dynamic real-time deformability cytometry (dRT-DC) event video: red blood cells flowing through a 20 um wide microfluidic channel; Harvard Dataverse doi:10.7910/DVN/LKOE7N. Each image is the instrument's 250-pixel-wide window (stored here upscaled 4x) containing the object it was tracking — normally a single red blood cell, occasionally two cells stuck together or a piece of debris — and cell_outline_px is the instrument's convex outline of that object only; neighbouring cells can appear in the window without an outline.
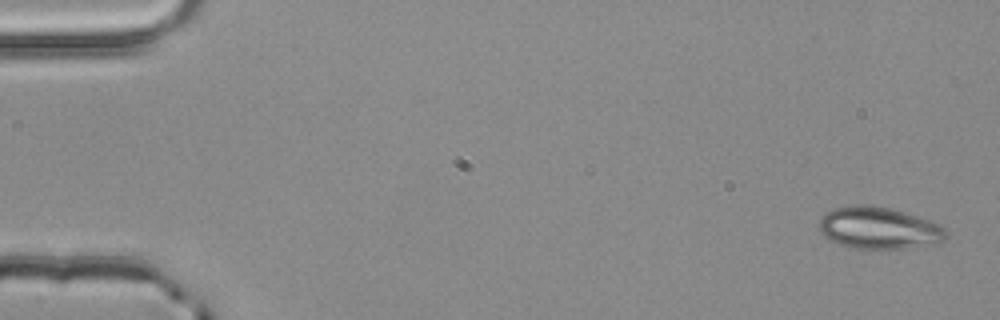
{"species": "common noctule bat (a hibernating species)", "species_latin": "Nyctalus noctula", "temperature_condition": "room temperature", "stored_images_in_passage": 5, "camera_frame_rate_fps": 3000, "um_per_image_px": 0.085, "animal": {"sex": "male", "body_mass_g": 20.4}, "frame": {"image": 1, "passage_image": 1, "time_ms": 0.0, "image_size_px": [1000, 320], "cell_outline_px": [[948, 232], [944, 240], [936, 244], [904, 248], [868, 252], [848, 248], [828, 240], [820, 232], [820, 216], [832, 208], [888, 208], [904, 212], [940, 224]], "centroid_in_image_um": [74.7, 19.48], "position_along_channel_um": 10.3, "area_um2": 31.04}}